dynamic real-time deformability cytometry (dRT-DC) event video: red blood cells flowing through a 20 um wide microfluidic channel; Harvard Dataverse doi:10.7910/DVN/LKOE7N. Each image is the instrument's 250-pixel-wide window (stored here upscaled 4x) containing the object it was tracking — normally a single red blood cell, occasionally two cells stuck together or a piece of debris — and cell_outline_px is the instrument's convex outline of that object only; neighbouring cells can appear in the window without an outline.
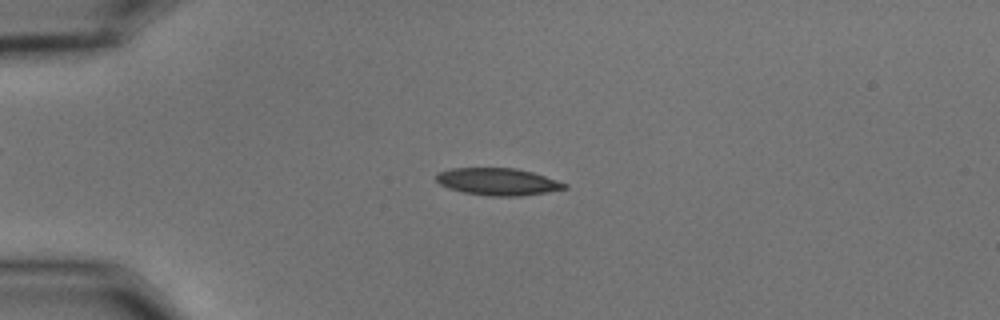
{"species": "common noctule bat (a hibernating species)", "species_latin": "Nyctalus noctula", "temperature_condition": "cold", "stored_images_in_passage": 56, "camera_frame_rate_fps": 3000, "um_per_image_px": 0.085, "animal": {"sex": "male", "body_mass_g": 15.6}, "frame": {"image": 1, "passage_image": 14, "time_ms": 4.333, "image_size_px": [1000, 320], "cell_outline_px": [[568, 188], [548, 192], [520, 196], [488, 196], [464, 192], [448, 188], [440, 184], [436, 180], [436, 172], [452, 168], [516, 168], [532, 172], [568, 184]], "centroid_in_image_um": [42.3, 15.44], "position_along_channel_um": 42.7, "area_um2": 20.35}}
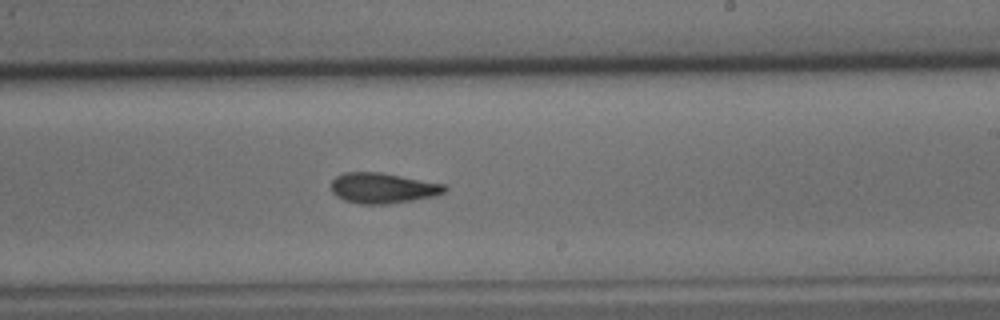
{"frame": {"image": 2, "passage_image": 34, "time_ms": 11.0, "image_size_px": [1000, 320], "cell_outline_px": [[448, 188], [444, 192], [436, 196], [388, 204], [360, 204], [344, 200], [336, 196], [332, 192], [332, 180], [336, 176], [344, 172], [380, 172], [448, 184]], "centroid_in_image_um": [32.57, 15.98], "position_along_channel_um": 256.4, "area_um2": 20.35}}
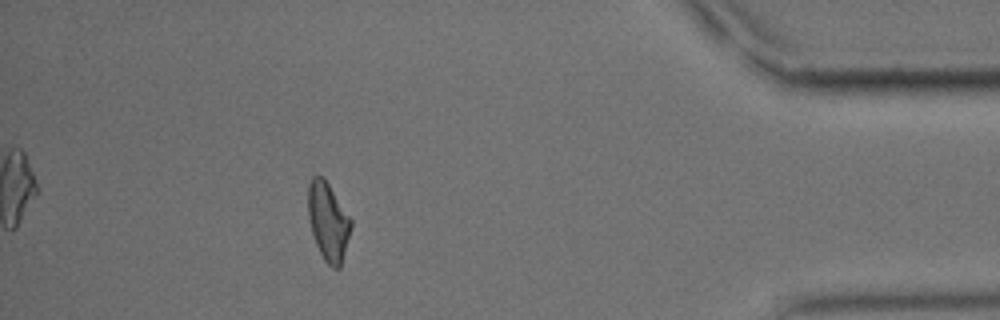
{"frame": {"image": 3, "passage_image": 50, "time_ms": 16.333, "image_size_px": [1000, 320], "cell_outline_px": [[352, 228], [340, 268], [332, 268], [324, 260], [316, 244], [312, 232], [308, 216], [308, 184], [312, 176], [316, 172], [324, 176], [352, 220]], "centroid_in_image_um": [27.89, 18.78], "position_along_channel_um": 407.3, "area_um2": 19.83}, "authors_computed_cell_mechanics": {"area_um2": 19.8254, "velocity_mm_per_s": 3.6284, "shape_relaxation_time_tau1_ms": 7.3097, "shape_relaxation_time_tau2_ms": 3.434, "deformation_change_tau1": 0.1873, "deformation_change_tau2": 0.109}}